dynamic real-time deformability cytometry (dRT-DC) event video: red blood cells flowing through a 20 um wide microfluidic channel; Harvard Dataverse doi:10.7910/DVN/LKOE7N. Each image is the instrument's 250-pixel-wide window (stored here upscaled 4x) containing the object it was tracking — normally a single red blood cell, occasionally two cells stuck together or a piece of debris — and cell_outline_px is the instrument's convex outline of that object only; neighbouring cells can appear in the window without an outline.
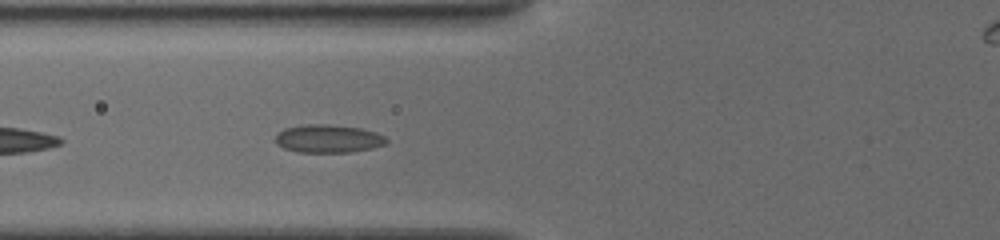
{"species": "common noctule bat (a hibernating species)", "species_latin": "Nyctalus noctula", "temperature_condition": "cold", "stored_images_in_passage": 10, "camera_frame_rate_fps": 3000, "um_per_image_px": 0.085, "animal": {"sex": "female", "body_mass_g": 19.5, "forearm_length_mm": 54.1}, "frame": {"image": 1, "passage_image": 10, "time_ms": 5.0, "image_size_px": [1000, 240], "cell_outline_px": [[388, 144], [372, 148], [348, 152], [296, 152], [284, 148], [276, 144], [276, 136], [284, 128], [304, 124], [328, 124], [360, 128], [376, 132], [384, 136], [388, 140]], "centroid_in_image_um": [27.91, 11.78], "position_along_channel_um": 97.9, "area_um2": 18.21}}